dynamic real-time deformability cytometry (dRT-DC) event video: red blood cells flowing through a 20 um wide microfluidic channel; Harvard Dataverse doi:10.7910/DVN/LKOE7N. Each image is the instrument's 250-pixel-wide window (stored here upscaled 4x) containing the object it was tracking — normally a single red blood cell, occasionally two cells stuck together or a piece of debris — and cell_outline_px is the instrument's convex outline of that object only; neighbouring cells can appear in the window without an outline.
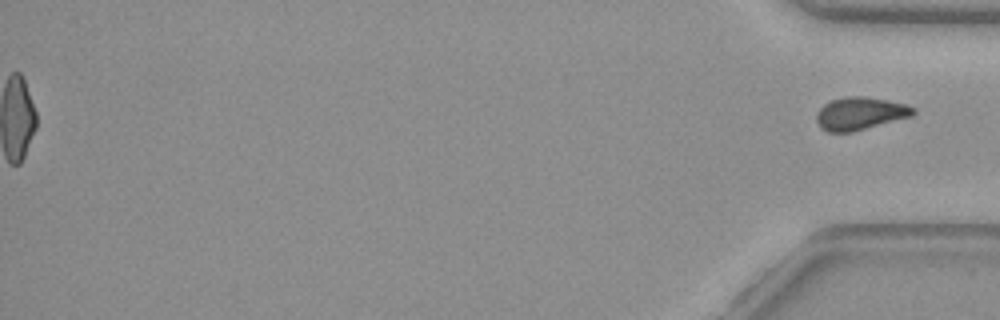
{"species": "common noctule bat (a hibernating species)", "species_latin": "Nyctalus noctula", "temperature_condition": "warm", "stored_images_in_passage": 45, "segment_of_instrument_passage": [2, 2], "camera_frame_rate_fps": 3000, "um_per_image_px": 0.085, "animal": {"sex": "female", "body_mass_g": 29.2, "forearm_length_mm": 56.3}, "frame": {"image": 1, "passage_image": 45, "time_ms": 14.667, "image_size_px": [1000, 320], "cell_outline_px": [[916, 112], [912, 116], [852, 132], [828, 132], [820, 128], [816, 120], [816, 116], [820, 108], [824, 104], [832, 100], [848, 96], [864, 96], [888, 100], [908, 104], [916, 108]], "centroid_in_image_um": [73.13, 9.64], "position_along_channel_um": 362.1, "area_um2": 18.55}}